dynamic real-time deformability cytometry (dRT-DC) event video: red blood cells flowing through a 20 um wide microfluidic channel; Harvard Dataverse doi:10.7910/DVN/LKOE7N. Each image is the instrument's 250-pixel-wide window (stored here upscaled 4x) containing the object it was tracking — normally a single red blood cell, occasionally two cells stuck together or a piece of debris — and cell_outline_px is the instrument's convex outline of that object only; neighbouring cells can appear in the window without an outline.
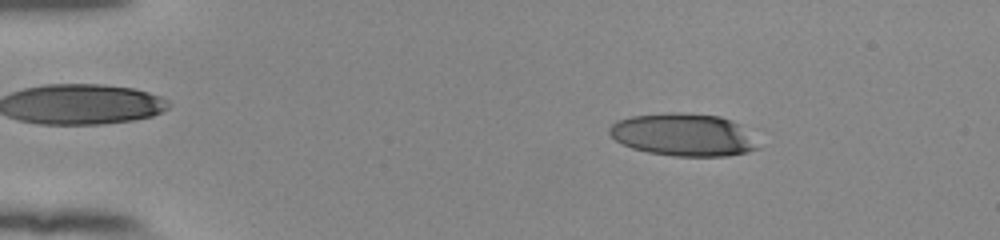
{"species": "human", "species_latin": "Homo sapiens", "temperature_condition": "room temperature", "stored_images_in_passage": 47, "camera_frame_rate_fps": 3000, "um_per_image_px": 0.085, "donor": {"sex": "female"}, "frame": {"image": 1, "passage_image": 3, "time_ms": 0.667, "image_size_px": [1000, 240], "cell_outline_px": [[760, 148], [748, 152], [728, 156], [676, 156], [648, 152], [632, 148], [616, 140], [608, 132], [608, 128], [616, 120], [632, 116], [668, 112], [688, 112], [720, 116], [740, 124]], "centroid_in_image_um": [58.07, 11.44], "position_along_channel_um": 26.9, "area_um2": 36.88}}
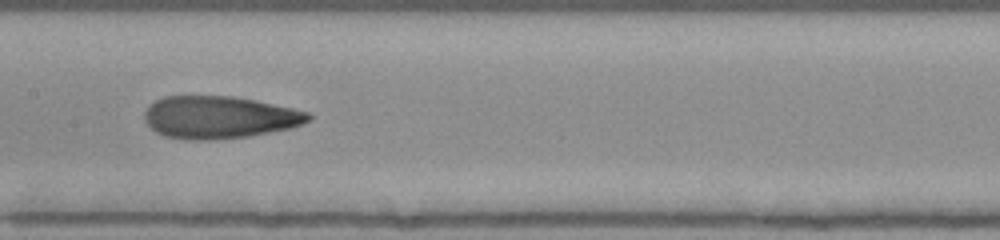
{"frame": {"image": 2, "passage_image": 22, "time_ms": 7.0, "image_size_px": [1000, 240], "cell_outline_px": [[312, 116], [308, 120], [300, 124], [288, 128], [248, 136], [208, 140], [188, 140], [164, 136], [156, 132], [144, 120], [144, 112], [148, 104], [164, 96], [232, 96], [256, 100], [292, 108], [308, 112]], "centroid_in_image_um": [18.57, 9.96], "position_along_channel_um": 188.8, "area_um2": 40.34}}
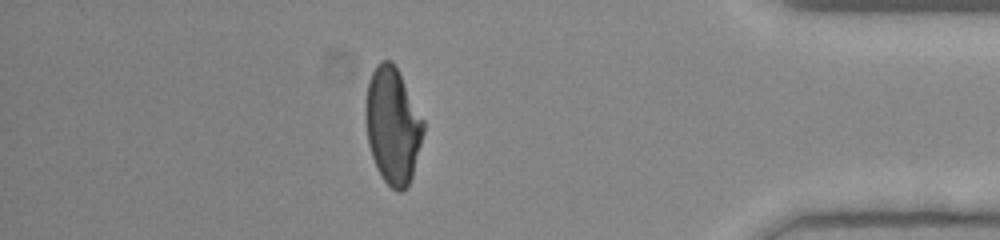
{"frame": {"image": 3, "passage_image": 41, "time_ms": 13.333, "image_size_px": [1000, 240], "cell_outline_px": [[424, 132], [412, 176], [408, 184], [400, 192], [396, 192], [384, 180], [372, 156], [368, 144], [364, 116], [364, 108], [368, 80], [376, 64], [380, 60], [392, 60], [424, 120]], "centroid_in_image_um": [33.35, 10.64], "position_along_channel_um": 401.8, "area_um2": 39.07}, "authors_computed_cell_mechanics": {"area_um2": 39.9398, "velocity_mm_per_s": 3.8898, "shape_relaxation_time_tau1_ms": 10.5407, "shape_relaxation_time_tau2_ms": 1.5347, "deformation_change_tau1": 0.2998, "deformation_change_tau2": 0.0931}}